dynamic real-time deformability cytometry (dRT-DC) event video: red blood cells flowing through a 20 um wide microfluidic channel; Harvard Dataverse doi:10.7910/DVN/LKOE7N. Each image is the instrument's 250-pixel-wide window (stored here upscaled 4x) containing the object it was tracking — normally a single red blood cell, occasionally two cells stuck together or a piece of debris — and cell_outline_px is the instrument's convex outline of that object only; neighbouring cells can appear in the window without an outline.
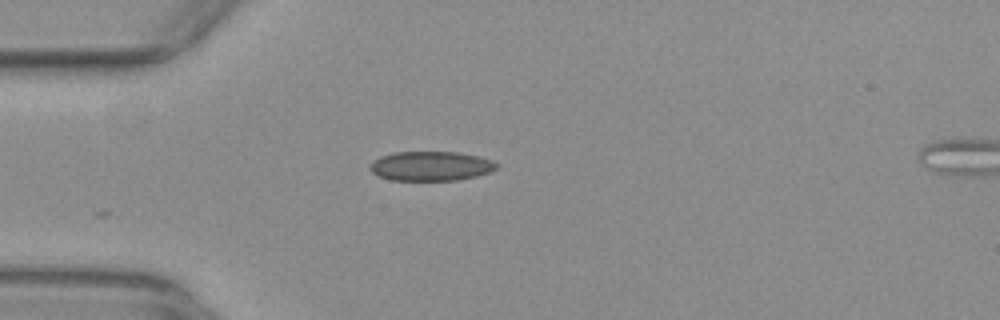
{"species": "common noctule bat (a hibernating species)", "species_latin": "Nyctalus noctula", "temperature_condition": "warm", "stored_images_in_passage": 14, "camera_frame_rate_fps": 3000, "um_per_image_px": 0.085, "animal": {"sex": "female", "body_mass_g": 29.2, "forearm_length_mm": 56.3}, "frame": {"image": 1, "passage_image": 1, "time_ms": 0.0, "image_size_px": [1000, 320], "cell_outline_px": [[500, 164], [496, 168], [488, 172], [476, 176], [456, 180], [392, 180], [380, 176], [372, 172], [368, 168], [380, 156], [396, 152], [456, 152], [476, 156], [492, 160]], "centroid_in_image_um": [36.63, 14.11], "position_along_channel_um": 48.4, "area_um2": 21.44}}
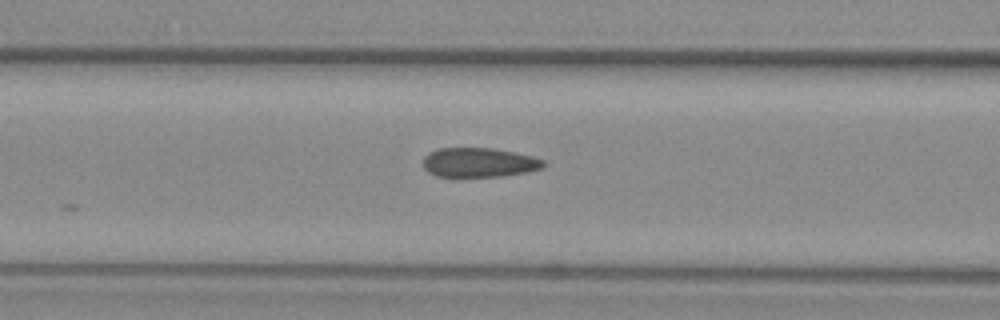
{"frame": {"image": 2, "passage_image": 8, "time_ms": 2.333, "image_size_px": [1000, 320], "cell_outline_px": [[548, 164], [544, 168], [528, 172], [504, 176], [436, 176], [428, 172], [424, 168], [424, 156], [428, 152], [440, 148], [492, 148], [516, 152], [532, 156], [544, 160]], "centroid_in_image_um": [40.77, 13.81], "position_along_channel_um": 125.8, "area_um2": 20.81}}
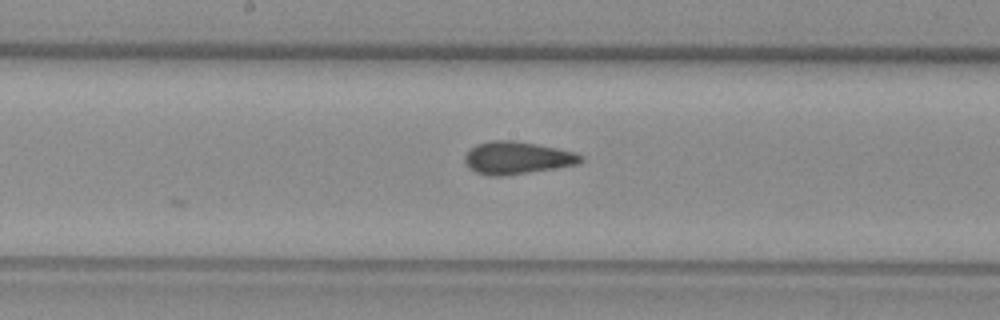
{"frame": {"image": 3, "passage_image": 14, "time_ms": 4.333, "image_size_px": [1000, 320], "cell_outline_px": [[584, 160], [576, 164], [504, 176], [488, 176], [476, 172], [468, 168], [464, 164], [464, 156], [476, 144], [492, 140], [512, 140], [536, 144], [576, 152], [584, 156]], "centroid_in_image_um": [43.92, 13.42], "position_along_channel_um": 204.3, "area_um2": 21.91}}